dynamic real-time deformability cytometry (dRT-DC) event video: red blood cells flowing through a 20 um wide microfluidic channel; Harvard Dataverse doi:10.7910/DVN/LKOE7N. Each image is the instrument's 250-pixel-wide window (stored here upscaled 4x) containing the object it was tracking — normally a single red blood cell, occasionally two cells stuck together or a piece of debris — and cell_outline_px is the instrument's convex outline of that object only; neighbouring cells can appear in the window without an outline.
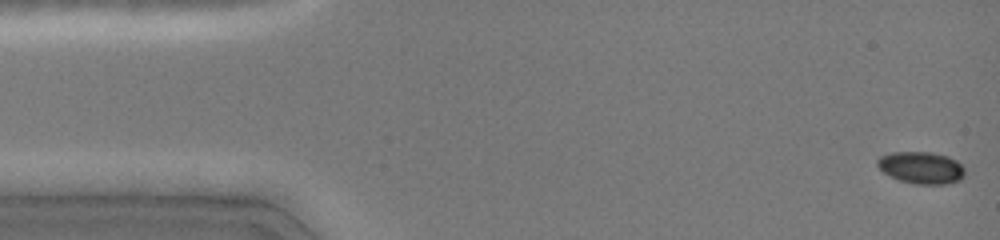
{"species": "common noctule bat (a hibernating species)", "species_latin": "Nyctalus noctula", "temperature_condition": "cold", "stored_images_in_passage": 44, "camera_frame_rate_fps": 3000, "um_per_image_px": 0.085, "animal": {"sex": "female", "body_mass_g": 19.0, "forearm_length_mm": 51.5}, "frame": {"image": 1, "passage_image": 1, "time_ms": 0.0, "image_size_px": [1000, 240], "cell_outline_px": [[964, 176], [960, 180], [948, 184], [916, 184], [900, 180], [884, 172], [876, 164], [876, 160], [880, 156], [892, 152], [932, 152], [948, 156], [956, 160], [964, 168]], "centroid_in_image_um": [78.32, 14.24], "position_along_channel_um": 6.7, "area_um2": 16.3}}
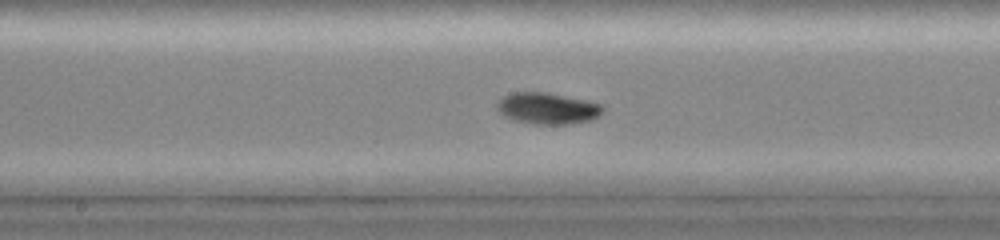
{"frame": {"image": 2, "passage_image": 24, "time_ms": 7.667, "image_size_px": [1000, 240], "cell_outline_px": [[604, 112], [592, 120], [568, 124], [532, 124], [512, 120], [504, 116], [496, 108], [496, 104], [504, 96], [512, 92], [548, 92], [588, 100], [600, 104], [604, 108]], "centroid_in_image_um": [46.55, 9.21], "position_along_channel_um": 201.7, "area_um2": 19.59}}
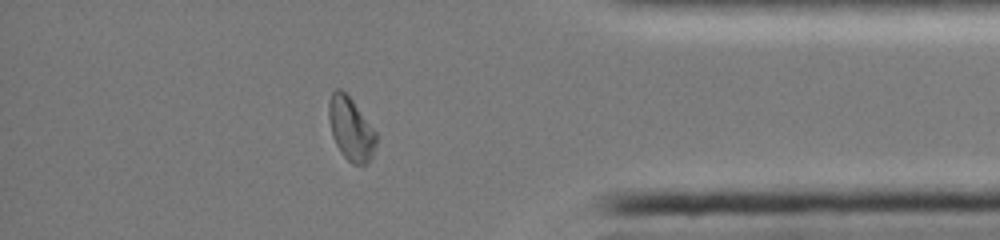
{"frame": {"image": 3, "passage_image": 40, "time_ms": 13.0, "image_size_px": [1000, 240], "cell_outline_px": [[376, 144], [372, 156], [364, 164], [352, 164], [340, 152], [332, 136], [328, 120], [328, 104], [332, 92], [336, 88], [340, 88], [352, 100], [376, 132]], "centroid_in_image_um": [29.79, 10.95], "position_along_channel_um": 405.4, "area_um2": 17.28}, "authors_computed_cell_mechanics": {"area_um2": 17.5134, "velocity_mm_per_s": 4.0914, "shape_relaxation_time_tau1_ms": 1.9552, "shape_relaxation_time_tau2_ms": null, "deformation_change_tau1": 0.1208, "deformation_change_tau2": null}}